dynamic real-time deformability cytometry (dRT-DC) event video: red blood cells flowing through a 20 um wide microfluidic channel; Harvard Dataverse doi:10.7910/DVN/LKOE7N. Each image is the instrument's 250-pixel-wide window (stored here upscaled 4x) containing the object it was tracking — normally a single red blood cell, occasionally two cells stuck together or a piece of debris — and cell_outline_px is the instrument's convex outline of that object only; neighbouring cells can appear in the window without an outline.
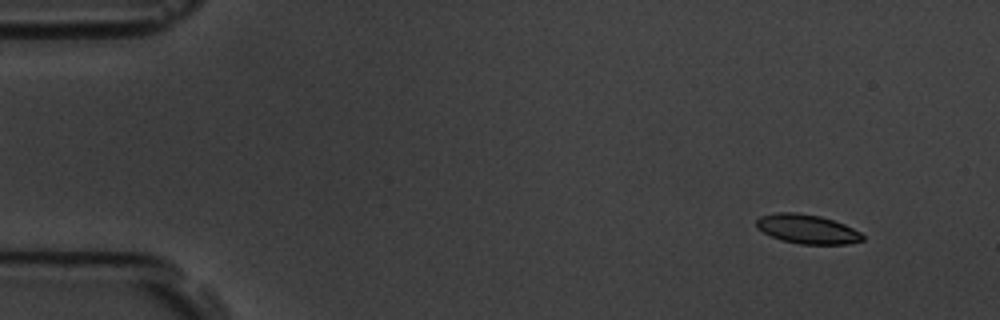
{"species": "common noctule bat (a hibernating species)", "species_latin": "Nyctalus noctula", "temperature_condition": "room temperature", "stored_images_in_passage": 58, "camera_frame_rate_fps": 3000, "um_per_image_px": 0.085, "animal": {"sex": "male", "body_mass_g": 19.5, "forearm_length_mm": 54.6}, "frame": {"image": 1, "passage_image": 5, "time_ms": 1.333, "image_size_px": [1000, 320], "cell_outline_px": [[864, 240], [848, 244], [800, 244], [780, 240], [756, 228], [756, 220], [760, 216], [776, 212], [796, 212], [820, 216], [844, 224], [860, 232], [864, 236]], "centroid_in_image_um": [68.6, 19.47], "position_along_channel_um": 16.4, "area_um2": 18.09}}
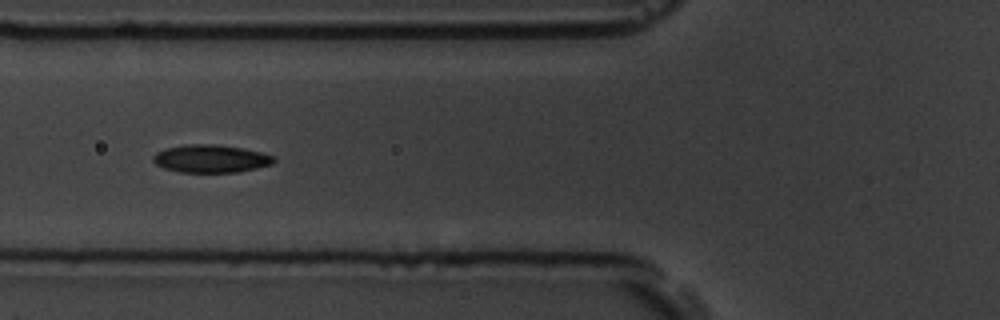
{"frame": {"image": 2, "passage_image": 22, "time_ms": 7.0, "image_size_px": [1000, 320], "cell_outline_px": [[276, 160], [272, 164], [240, 172], [180, 172], [164, 168], [156, 164], [152, 160], [152, 156], [156, 152], [164, 148], [184, 144], [216, 144], [244, 148], [276, 156]], "centroid_in_image_um": [17.91, 13.48], "position_along_channel_um": 107.9, "area_um2": 19.83}}
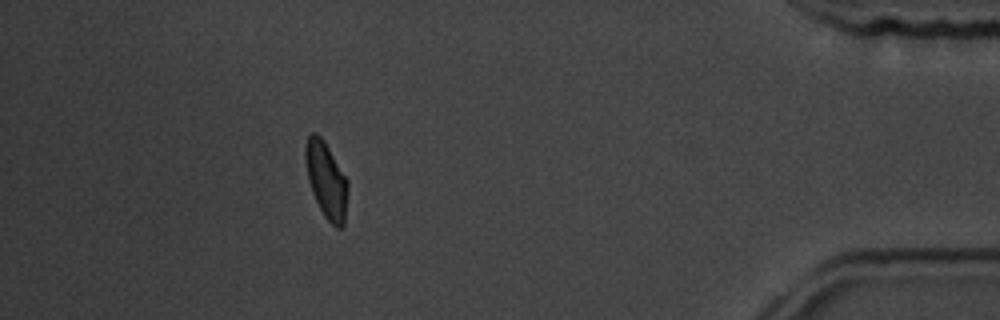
{"frame": {"image": 3, "passage_image": 52, "time_ms": 17.0, "image_size_px": [1000, 320], "cell_outline_px": [[348, 188], [344, 224], [340, 228], [336, 228], [324, 216], [312, 192], [308, 180], [304, 156], [304, 148], [308, 136], [312, 132], [316, 132], [324, 140], [348, 180]], "centroid_in_image_um": [27.73, 15.28], "position_along_channel_um": 407.5, "area_um2": 18.84}, "authors_computed_cell_mechanics": {"area_um2": 18.6694, "velocity_mm_per_s": 3.5175, "shape_relaxation_time_tau1_ms": 2.4689, "shape_relaxation_time_tau2_ms": 2.699, "deformation_change_tau1": 0.1175, "deformation_change_tau2": 0.0689}}